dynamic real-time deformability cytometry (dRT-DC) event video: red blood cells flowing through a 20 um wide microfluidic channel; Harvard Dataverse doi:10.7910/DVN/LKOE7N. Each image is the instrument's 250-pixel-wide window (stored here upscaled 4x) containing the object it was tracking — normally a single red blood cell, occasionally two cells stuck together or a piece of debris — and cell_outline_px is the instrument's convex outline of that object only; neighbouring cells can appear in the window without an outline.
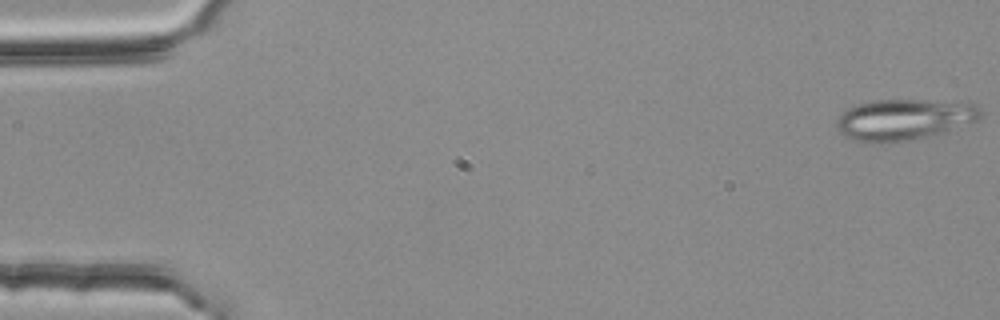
{"species": "common noctule bat (a hibernating species)", "species_latin": "Nyctalus noctula", "temperature_condition": "room temperature", "stored_images_in_passage": 55, "segment_of_instrument_passage": [1, 2], "camera_frame_rate_fps": 3000, "um_per_image_px": 0.085, "animal": {"sex": "female", "body_mass_g": 25.1}, "frame": {"image": 1, "passage_image": 2, "time_ms": 0.333, "image_size_px": [1000, 320], "cell_outline_px": [[984, 116], [980, 120], [936, 136], [880, 144], [876, 144], [856, 140], [844, 136], [836, 128], [836, 120], [848, 108], [872, 100], [924, 100], [972, 104], [980, 108]], "centroid_in_image_um": [76.88, 10.19], "position_along_channel_um": 8.1, "area_um2": 34.8}}